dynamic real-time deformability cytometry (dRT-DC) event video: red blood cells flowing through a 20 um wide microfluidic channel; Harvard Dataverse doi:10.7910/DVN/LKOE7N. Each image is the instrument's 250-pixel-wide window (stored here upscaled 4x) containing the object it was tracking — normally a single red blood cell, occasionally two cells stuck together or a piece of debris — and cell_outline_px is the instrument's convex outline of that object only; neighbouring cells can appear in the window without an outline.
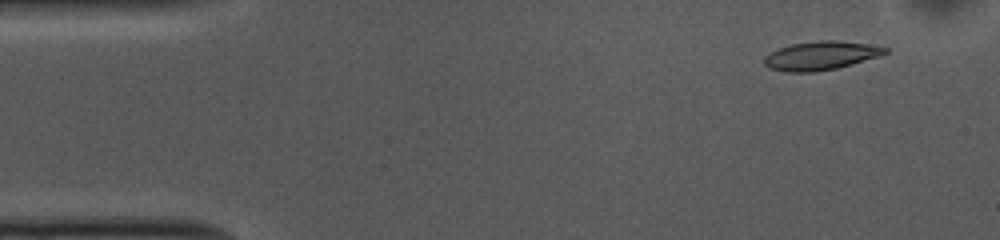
{"species": "common noctule bat (a hibernating species)", "species_latin": "Nyctalus noctula", "temperature_condition": "cold", "stored_images_in_passage": 53, "camera_frame_rate_fps": 3000, "um_per_image_px": 0.085, "animal": {"sex": "female", "body_mass_g": 10.0, "forearm_length_mm": 53.1}, "frame": {"image": 1, "passage_image": 4, "time_ms": 1.0, "image_size_px": [1000, 240], "cell_outline_px": [[888, 52], [880, 56], [852, 64], [836, 68], [816, 72], [788, 72], [772, 68], [764, 64], [764, 56], [780, 48], [792, 44], [820, 40], [836, 40], [864, 44], [888, 48]], "centroid_in_image_um": [69.78, 4.73], "position_along_channel_um": 15.2, "area_um2": 19.88}}
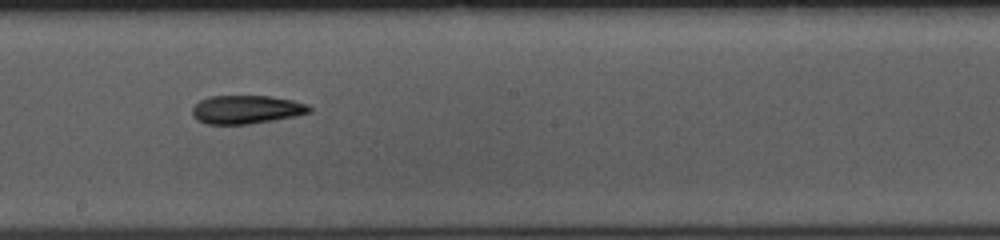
{"frame": {"image": 2, "passage_image": 28, "time_ms": 9.0, "image_size_px": [1000, 240], "cell_outline_px": [[312, 112], [296, 116], [248, 124], [208, 124], [196, 120], [192, 116], [192, 108], [200, 100], [208, 96], [272, 96], [292, 100], [308, 104], [312, 108]], "centroid_in_image_um": [20.95, 9.3], "position_along_channel_um": 227.3, "area_um2": 19.54}}
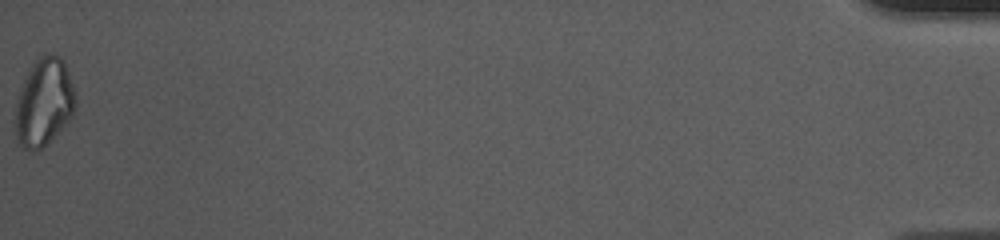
{"frame": {"image": 3, "passage_image": 53, "time_ms": 17.333, "image_size_px": [1000, 240], "cell_outline_px": [[76, 108], [72, 116], [40, 148], [24, 148], [20, 144], [16, 136], [12, 120], [20, 88], [32, 64], [40, 56], [48, 52], [52, 52], [60, 56], [64, 60], [76, 92]], "centroid_in_image_um": [3.73, 8.62], "position_along_channel_um": 431.5, "area_um2": 30.75}, "authors_computed_cell_mechanics": {"area_um2": 19.941, "velocity_mm_per_s": 3.6985, "shape_relaxation_time_tau1_ms": 4.8013, "shape_relaxation_time_tau2_ms": 10.04, "deformation_change_tau1": 0.127, "deformation_change_tau2": 0.1935}}